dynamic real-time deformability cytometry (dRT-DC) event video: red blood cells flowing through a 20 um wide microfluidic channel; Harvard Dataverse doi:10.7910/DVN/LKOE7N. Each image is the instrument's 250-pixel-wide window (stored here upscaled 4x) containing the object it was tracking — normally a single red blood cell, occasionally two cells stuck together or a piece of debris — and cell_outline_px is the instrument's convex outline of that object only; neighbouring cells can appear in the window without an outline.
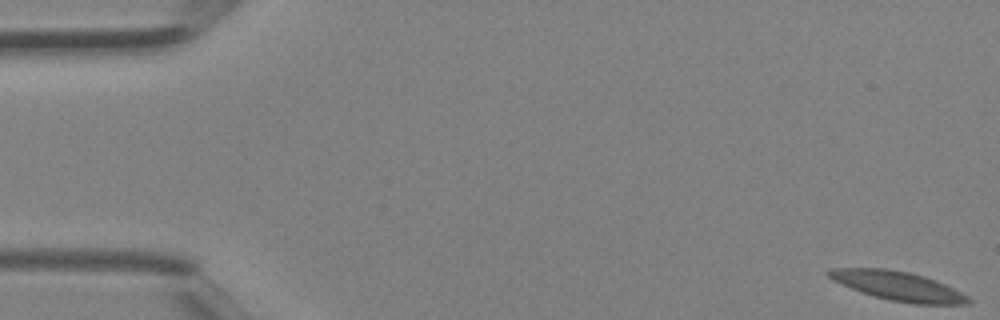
{"species": "Egyptian fruit bat (a non-hibernating species)", "species_latin": "Rousettus aegyptiacus", "temperature_condition": "room temperature", "stored_images_in_passage": 9, "camera_frame_rate_fps": 3000, "um_per_image_px": 0.085, "animal": {"sex": "female"}, "frame": {"image": 1, "passage_image": 1, "time_ms": 0.0, "image_size_px": [1000, 320], "cell_outline_px": [[972, 304], [912, 304], [888, 300], [852, 288], [832, 280], [824, 272], [828, 268], [888, 268], [908, 272], [924, 276], [936, 280], [968, 296], [972, 300]], "centroid_in_image_um": [76.33, 24.3], "position_along_channel_um": 8.7, "area_um2": 23.64}}